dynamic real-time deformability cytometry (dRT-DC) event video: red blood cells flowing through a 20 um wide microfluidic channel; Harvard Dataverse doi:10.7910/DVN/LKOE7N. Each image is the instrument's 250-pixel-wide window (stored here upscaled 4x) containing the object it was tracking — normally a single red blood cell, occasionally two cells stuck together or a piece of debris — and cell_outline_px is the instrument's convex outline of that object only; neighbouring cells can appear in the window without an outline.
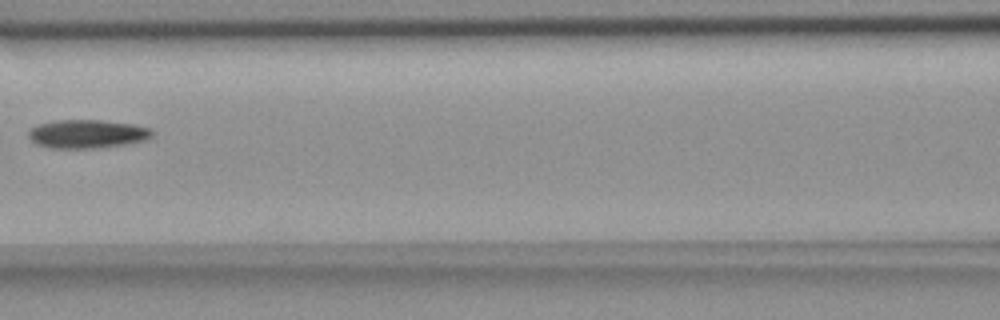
{"species": "common noctule bat (a hibernating species)", "species_latin": "Nyctalus noctula", "temperature_condition": "room temperature", "stored_images_in_passage": 7, "camera_frame_rate_fps": 3000, "um_per_image_px": 0.085, "animal": {"sex": "female", "body_mass_g": 18.4}, "frame": {"image": 1, "passage_image": 6, "time_ms": 5.667, "image_size_px": [1000, 320], "cell_outline_px": [[156, 132], [148, 140], [132, 144], [100, 148], [48, 148], [36, 144], [28, 136], [28, 128], [36, 124], [56, 120], [100, 120], [132, 124], [152, 128]], "centroid_in_image_um": [7.45, 11.39], "position_along_channel_um": 159.2, "area_um2": 21.15}}
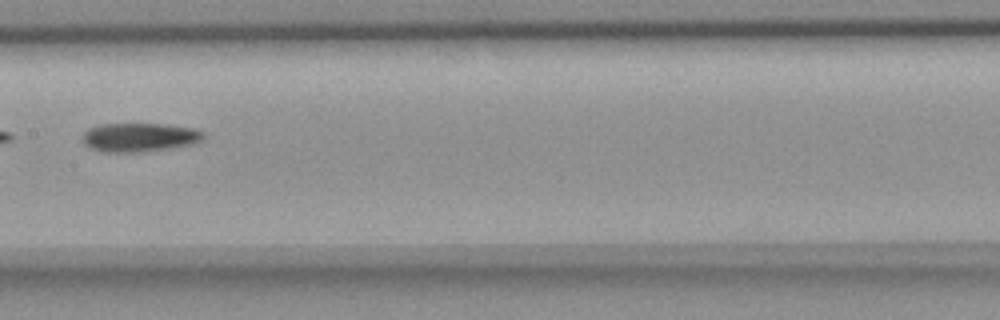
{"frame": {"image": 2, "passage_image": 7, "time_ms": 6.667, "image_size_px": [1000, 320], "cell_outline_px": [[204, 136], [200, 140], [192, 144], [168, 148], [136, 152], [104, 152], [92, 148], [84, 144], [80, 136], [88, 128], [100, 124], [164, 124], [192, 128], [204, 132]], "centroid_in_image_um": [11.79, 11.66], "position_along_channel_um": 195.6, "area_um2": 20.17}}